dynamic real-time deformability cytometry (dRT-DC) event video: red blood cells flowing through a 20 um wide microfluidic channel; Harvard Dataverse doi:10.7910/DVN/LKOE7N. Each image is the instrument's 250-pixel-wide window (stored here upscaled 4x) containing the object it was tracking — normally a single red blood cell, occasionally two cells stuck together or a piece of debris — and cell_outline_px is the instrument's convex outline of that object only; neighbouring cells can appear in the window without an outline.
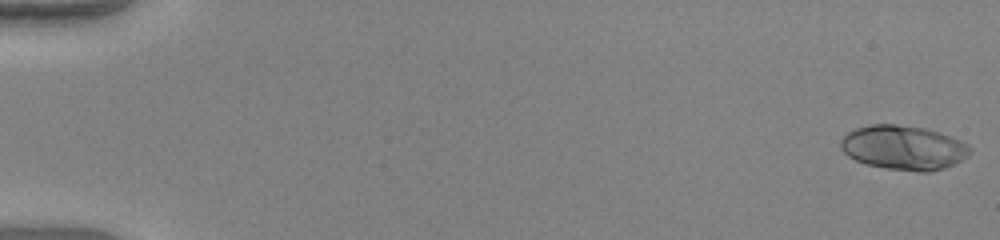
{"species": "human", "species_latin": "Homo sapiens", "temperature_condition": "warm", "stored_images_in_passage": 51, "camera_frame_rate_fps": 3000, "um_per_image_px": 0.085, "donor": {"sex": "female"}, "frame": {"image": 1, "passage_image": 1, "time_ms": 0.0, "image_size_px": [1000, 240], "cell_outline_px": [[972, 152], [968, 156], [944, 168], [928, 172], [920, 172], [884, 168], [868, 164], [856, 160], [848, 156], [840, 148], [840, 140], [848, 132], [856, 128], [872, 124], [896, 124], [924, 128], [940, 132], [952, 136], [968, 144], [972, 148]], "centroid_in_image_um": [76.81, 12.54], "position_along_channel_um": 8.2, "area_um2": 33.52}}
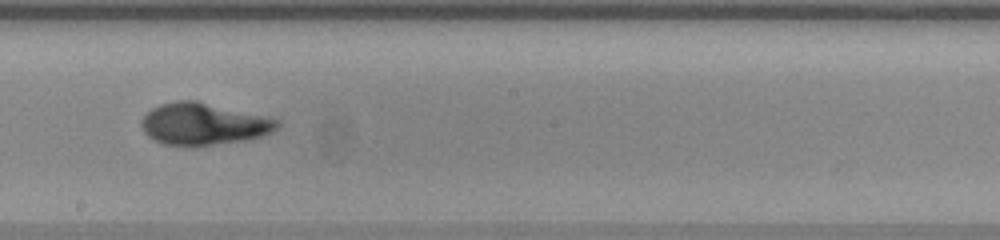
{"frame": {"image": 2, "passage_image": 30, "time_ms": 9.667, "image_size_px": [1000, 240], "cell_outline_px": [[280, 124], [272, 132], [260, 136], [244, 140], [196, 148], [164, 144], [152, 140], [144, 132], [140, 124], [140, 120], [152, 108], [160, 104], [176, 100], [196, 100], [272, 116], [280, 120]], "centroid_in_image_um": [17.32, 10.54], "position_along_channel_um": 230.9, "area_um2": 34.16}}
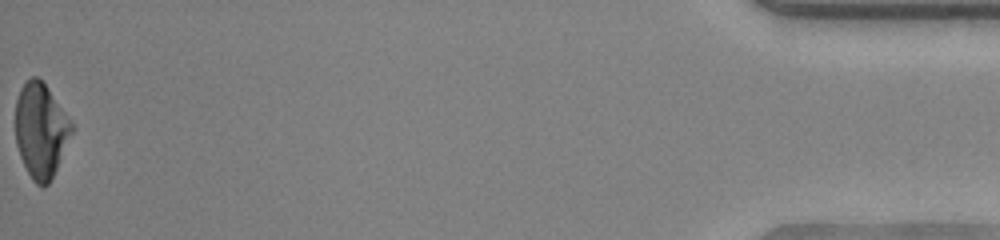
{"frame": {"image": 3, "passage_image": 51, "time_ms": 16.667, "image_size_px": [1000, 240], "cell_outline_px": [[72, 132], [56, 168], [48, 184], [44, 188], [40, 188], [32, 180], [20, 156], [16, 144], [16, 100], [20, 88], [32, 76], [36, 76], [44, 84], [72, 124]], "centroid_in_image_um": [3.43, 11.12], "position_along_channel_um": 431.8, "area_um2": 30.17}, "authors_computed_cell_mechanics": {"area_um2": 32.0212, "velocity_mm_per_s": 4.1599, "shape_relaxation_time_tau1_ms": 4.6864, "shape_relaxation_time_tau2_ms": 0.7743, "deformation_change_tau1": 0.2514, "deformation_change_tau2": 0.0424}}